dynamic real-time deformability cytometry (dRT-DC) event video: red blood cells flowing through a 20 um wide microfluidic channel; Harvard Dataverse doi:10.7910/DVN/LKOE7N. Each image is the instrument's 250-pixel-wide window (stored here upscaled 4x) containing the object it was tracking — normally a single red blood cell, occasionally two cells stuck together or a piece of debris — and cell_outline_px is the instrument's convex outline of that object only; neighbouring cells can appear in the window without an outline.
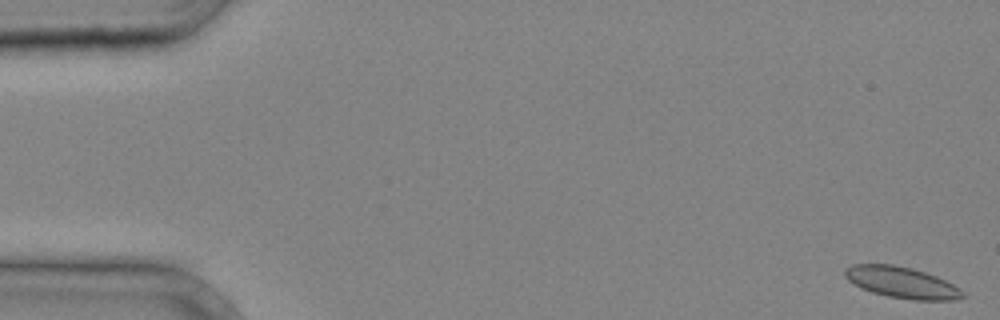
{"species": "common noctule bat (a hibernating species)", "species_latin": "Nyctalus noctula", "temperature_condition": "cold", "stored_images_in_passage": 4, "camera_frame_rate_fps": 3000, "um_per_image_px": 0.085, "animal": {"sex": "male", "body_mass_g": 20.4}, "frame": {"image": 1, "passage_image": 1, "time_ms": 0.0, "image_size_px": [1000, 320], "cell_outline_px": [[968, 296], [952, 300], [912, 300], [888, 296], [872, 292], [860, 288], [848, 280], [844, 276], [844, 268], [852, 264], [892, 264], [912, 268], [936, 276], [960, 288]], "centroid_in_image_um": [76.64, 24.01], "position_along_channel_um": 8.4, "area_um2": 21.56}}